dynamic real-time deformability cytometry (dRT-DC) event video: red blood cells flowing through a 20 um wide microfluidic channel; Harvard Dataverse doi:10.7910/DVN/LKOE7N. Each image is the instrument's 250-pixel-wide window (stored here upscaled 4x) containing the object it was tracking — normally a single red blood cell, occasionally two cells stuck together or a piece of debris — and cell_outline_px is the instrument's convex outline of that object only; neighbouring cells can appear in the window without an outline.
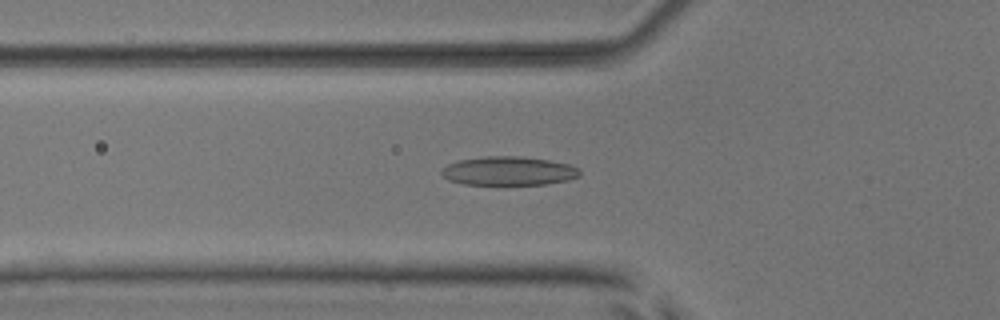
{"species": "common noctule bat (a hibernating species)", "species_latin": "Nyctalus noctula", "temperature_condition": "room temperature", "stored_images_in_passage": 48, "camera_frame_rate_fps": 3000, "um_per_image_px": 0.085, "animal": {"sex": "male", "body_mass_g": 17.9, "forearm_length_mm": 54.2}, "frame": {"image": 1, "passage_image": 14, "time_ms": 4.333, "image_size_px": [1000, 320], "cell_outline_px": [[580, 176], [568, 180], [544, 184], [464, 184], [448, 180], [440, 172], [440, 168], [448, 164], [460, 160], [484, 156], [520, 156], [548, 160], [568, 164], [580, 168]], "centroid_in_image_um": [43.22, 14.52], "position_along_channel_um": 82.6, "area_um2": 23.18}}
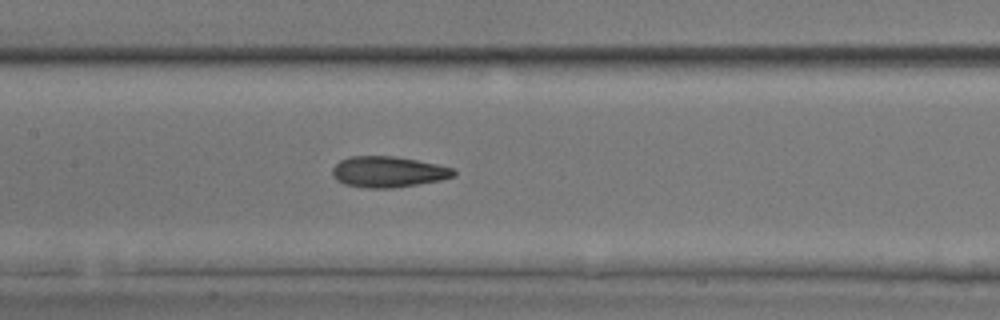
{"frame": {"image": 2, "passage_image": 21, "time_ms": 6.667, "image_size_px": [1000, 320], "cell_outline_px": [[456, 176], [440, 180], [392, 188], [368, 188], [344, 184], [336, 180], [332, 176], [332, 168], [340, 160], [348, 156], [392, 156], [416, 160], [436, 164], [452, 168], [456, 172]], "centroid_in_image_um": [32.96, 14.6], "position_along_channel_um": 174.4, "area_um2": 21.79}}
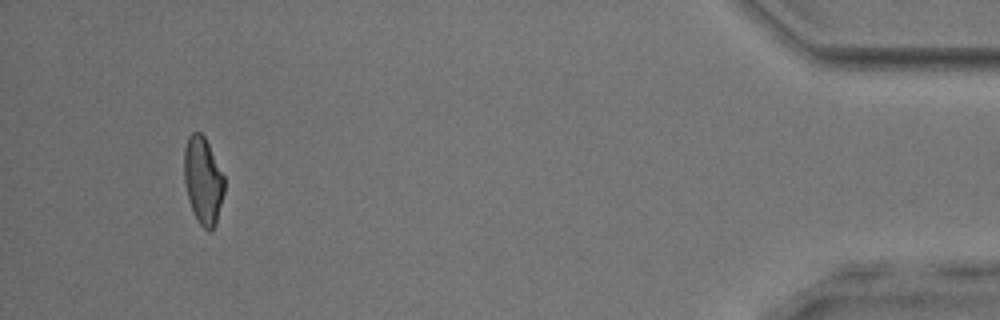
{"frame": {"image": 3, "passage_image": 45, "time_ms": 14.667, "image_size_px": [1000, 320], "cell_outline_px": [[224, 192], [216, 224], [208, 232], [196, 220], [192, 212], [188, 200], [184, 180], [184, 148], [188, 136], [192, 132], [200, 132], [204, 136], [224, 176]], "centroid_in_image_um": [17.24, 15.36], "position_along_channel_um": 418.0, "area_um2": 20.46}, "authors_computed_cell_mechanics": {"area_um2": 21.7617, "velocity_mm_per_s": 3.9285, "shape_relaxation_time_tau1_ms": 5.2894, "shape_relaxation_time_tau2_ms": 1.6678, "deformation_change_tau1": 0.1575, "deformation_change_tau2": 0.0806}}